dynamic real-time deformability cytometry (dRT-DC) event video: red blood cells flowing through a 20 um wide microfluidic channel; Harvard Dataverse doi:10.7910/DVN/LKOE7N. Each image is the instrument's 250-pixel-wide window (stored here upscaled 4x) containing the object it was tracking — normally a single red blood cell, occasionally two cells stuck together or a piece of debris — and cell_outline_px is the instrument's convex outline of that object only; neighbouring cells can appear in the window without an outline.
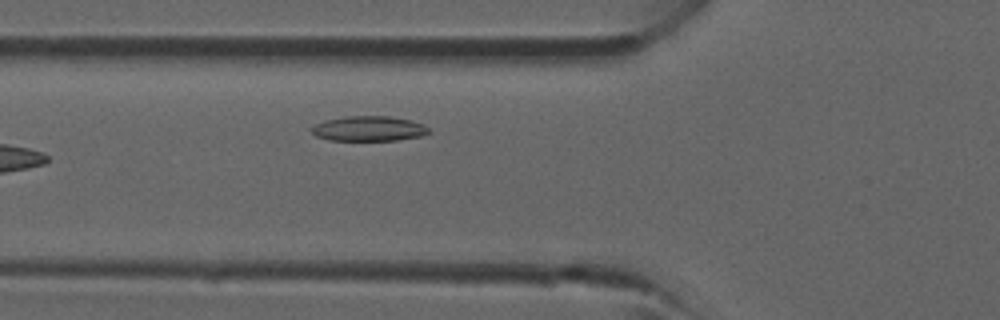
{"species": "common noctule bat (a hibernating species)", "species_latin": "Nyctalus noctula", "temperature_condition": "room temperature", "stored_images_in_passage": 4, "camera_frame_rate_fps": 3000, "um_per_image_px": 0.085, "animal": {"sex": "male", "forearm_length_mm": 52.5}, "frame": {"image": 1, "passage_image": 4, "time_ms": 4.333, "image_size_px": [1000, 320], "cell_outline_px": [[428, 132], [420, 136], [396, 140], [328, 140], [316, 136], [308, 128], [324, 120], [344, 116], [388, 116], [408, 120], [424, 124], [428, 128]], "centroid_in_image_um": [31.28, 10.93], "position_along_channel_um": 94.5, "area_um2": 16.99}}